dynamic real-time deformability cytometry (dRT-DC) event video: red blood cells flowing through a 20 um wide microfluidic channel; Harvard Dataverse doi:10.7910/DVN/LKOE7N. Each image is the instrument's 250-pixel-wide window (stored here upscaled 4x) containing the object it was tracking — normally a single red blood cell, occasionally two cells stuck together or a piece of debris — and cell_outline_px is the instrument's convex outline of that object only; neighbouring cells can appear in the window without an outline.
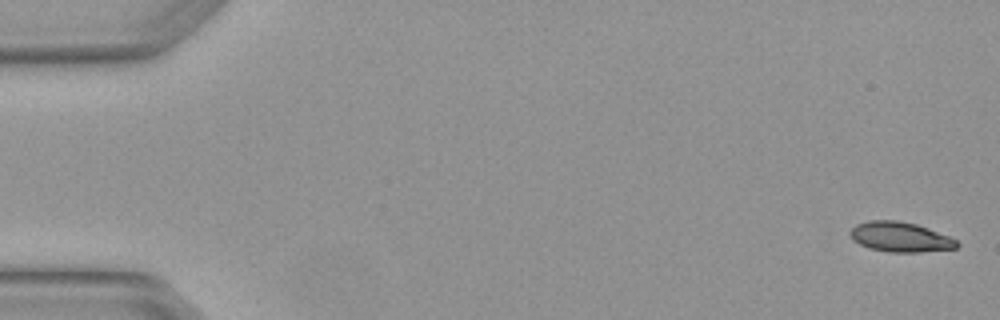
{"species": "Egyptian fruit bat (a non-hibernating species)", "species_latin": "Rousettus aegyptiacus", "temperature_condition": "warm", "stored_images_in_passage": 4, "camera_frame_rate_fps": 3000, "um_per_image_px": 0.085, "animal": {"sex": "female"}, "frame": {"image": 1, "passage_image": 1, "time_ms": 0.0, "image_size_px": [1000, 320], "cell_outline_px": [[960, 244], [956, 248], [920, 252], [888, 252], [868, 248], [852, 240], [848, 232], [856, 224], [868, 220], [896, 220], [916, 224], [928, 228], [948, 236], [956, 240]], "centroid_in_image_um": [76.48, 20.14], "position_along_channel_um": 8.5, "area_um2": 18.67}}